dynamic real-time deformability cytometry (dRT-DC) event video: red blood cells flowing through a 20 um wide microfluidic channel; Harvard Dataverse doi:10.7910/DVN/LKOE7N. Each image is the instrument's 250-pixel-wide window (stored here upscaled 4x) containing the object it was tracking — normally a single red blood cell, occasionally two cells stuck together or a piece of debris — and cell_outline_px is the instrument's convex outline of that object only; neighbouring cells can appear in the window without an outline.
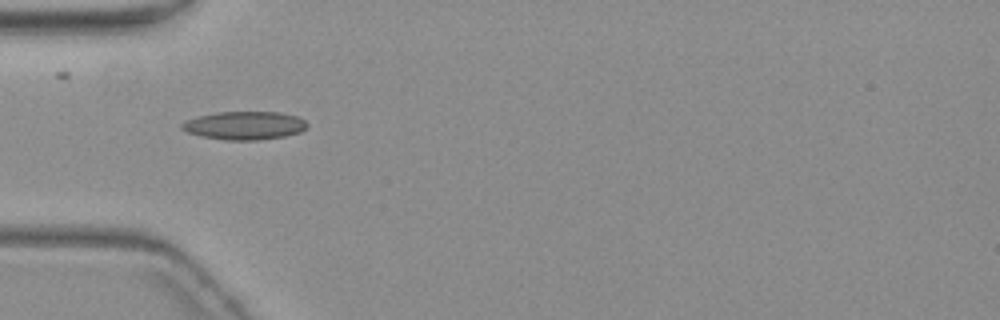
{"species": "common noctule bat (a hibernating species)", "species_latin": "Nyctalus noctula", "temperature_condition": "warm", "stored_images_in_passage": 6, "camera_frame_rate_fps": 3000, "um_per_image_px": 0.085, "animal": {"sex": "female", "body_mass_g": 19.3, "forearm_length_mm": 54.1}, "frame": {"image": 1, "passage_image": 5, "time_ms": 5.667, "image_size_px": [1000, 320], "cell_outline_px": [[308, 124], [300, 132], [284, 136], [256, 140], [224, 140], [200, 136], [188, 132], [180, 128], [180, 124], [184, 120], [216, 112], [280, 112], [296, 116], [304, 120]], "centroid_in_image_um": [20.74, 10.66], "position_along_channel_um": 64.3, "area_um2": 20.58}}
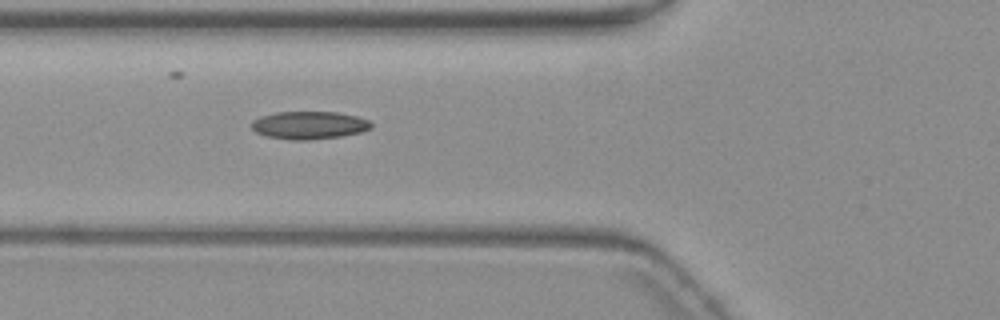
{"frame": {"image": 2, "passage_image": 6, "time_ms": 6.667, "image_size_px": [1000, 320], "cell_outline_px": [[372, 128], [360, 132], [340, 136], [308, 140], [292, 140], [268, 136], [256, 132], [252, 128], [252, 120], [260, 116], [276, 112], [336, 112], [356, 116], [368, 120], [372, 124]], "centroid_in_image_um": [26.27, 10.63], "position_along_channel_um": 99.5, "area_um2": 19.25}}